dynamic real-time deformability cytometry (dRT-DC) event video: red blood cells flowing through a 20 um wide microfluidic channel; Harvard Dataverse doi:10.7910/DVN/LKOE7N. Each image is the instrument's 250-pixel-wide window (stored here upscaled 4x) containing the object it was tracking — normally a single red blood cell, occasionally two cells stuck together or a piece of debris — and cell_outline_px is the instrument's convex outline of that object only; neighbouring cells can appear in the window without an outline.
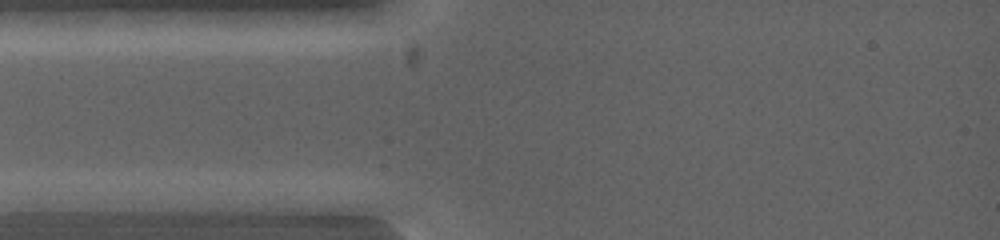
{"species": "common noctule bat (a hibernating species)", "species_latin": "Nyctalus noctula", "temperature_condition": "warm", "stored_images_in_passage": 2, "camera_frame_rate_fps": 5000, "um_per_image_px": 0.085, "animal": {"sex": "female", "body_mass_g": 19.0, "forearm_length_mm": 53.3}, "frame": {"image": 1, "passage_image": 1, "time_ms": 0.0, "image_size_px": [1000, 240], "cell_outline_px": [[108, 200], [96, 212], [28, 212], [12, 200], [40, 192], [80, 192]], "centroid_in_image_um": [5.15, 17.21], "position_along_channel_um": 79.8, "area_um2": 11.04}}